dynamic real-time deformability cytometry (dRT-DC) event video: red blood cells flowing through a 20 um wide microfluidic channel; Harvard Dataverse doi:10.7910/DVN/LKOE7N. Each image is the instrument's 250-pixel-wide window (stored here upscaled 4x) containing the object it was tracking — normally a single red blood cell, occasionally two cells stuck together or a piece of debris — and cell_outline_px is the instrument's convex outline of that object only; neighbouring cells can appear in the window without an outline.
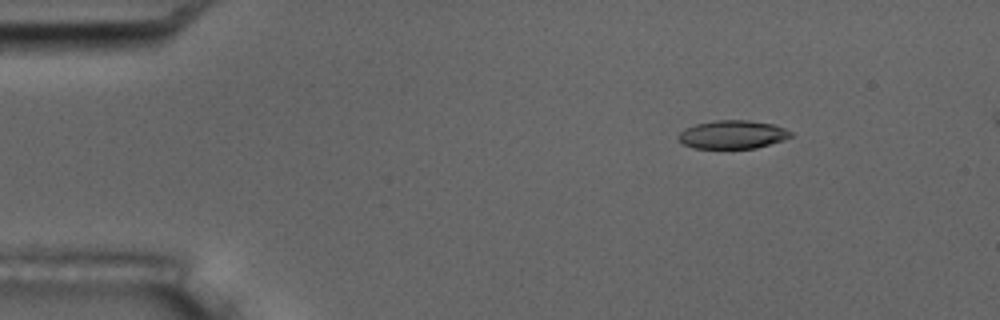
{"species": "common noctule bat (a hibernating species)", "species_latin": "Nyctalus noctula", "temperature_condition": "room temperature", "stored_images_in_passage": 9, "camera_frame_rate_fps": 3000, "um_per_image_px": 0.085, "animal": {"sex": "male", "body_mass_g": 17.5, "forearm_length_mm": 52.3}, "frame": {"image": 1, "passage_image": 3, "time_ms": 2.333, "image_size_px": [1000, 320], "cell_outline_px": [[792, 136], [784, 140], [756, 148], [692, 148], [684, 144], [676, 136], [684, 128], [696, 124], [716, 120], [748, 120], [772, 124], [784, 128], [792, 132]], "centroid_in_image_um": [62.26, 11.43], "position_along_channel_um": 22.7, "area_um2": 18.55}}
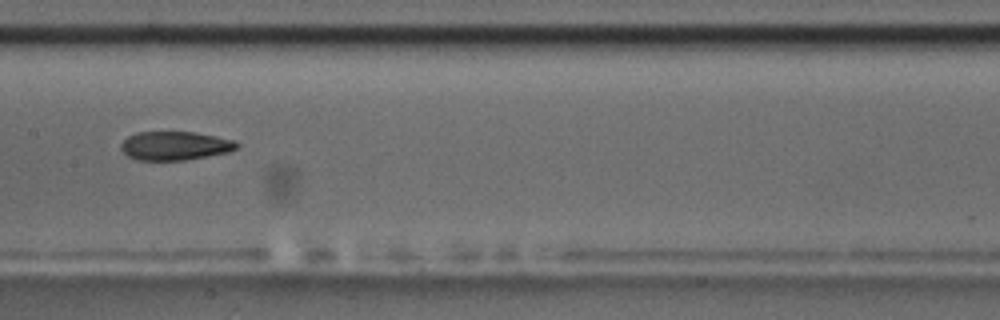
{"frame": {"image": 2, "passage_image": 8, "time_ms": 9.0, "image_size_px": [1000, 320], "cell_outline_px": [[240, 144], [236, 148], [228, 152], [184, 160], [140, 160], [128, 156], [120, 148], [120, 144], [128, 136], [136, 132], [192, 132], [216, 136], [236, 140]], "centroid_in_image_um": [14.87, 12.38], "position_along_channel_um": 192.5, "area_um2": 19.31}}